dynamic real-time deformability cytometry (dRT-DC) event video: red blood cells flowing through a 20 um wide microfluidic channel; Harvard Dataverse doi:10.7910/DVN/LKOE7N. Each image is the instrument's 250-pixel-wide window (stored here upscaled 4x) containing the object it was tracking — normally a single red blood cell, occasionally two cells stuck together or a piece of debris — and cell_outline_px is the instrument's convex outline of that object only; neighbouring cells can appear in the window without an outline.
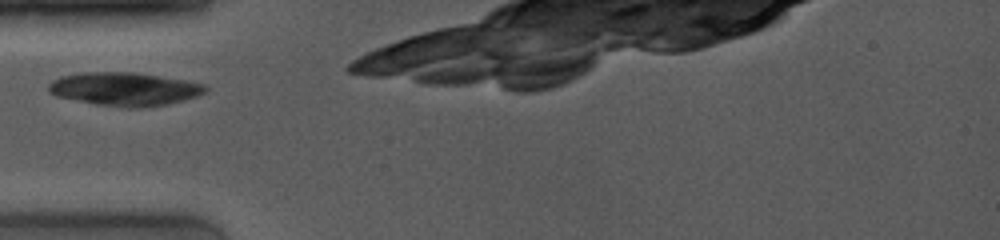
{"species": "common noctule bat (a hibernating species)", "species_latin": "Nyctalus noctula", "temperature_condition": "room temperature", "stored_images_in_passage": 3, "camera_frame_rate_fps": 4000, "um_per_image_px": 0.085, "animal": {"sex": "female", "body_mass_g": 19.0, "forearm_length_mm": 53.3}, "frame": {"image": 1, "passage_image": 1, "time_ms": 0.0, "image_size_px": [1000, 240], "cell_outline_px": [[208, 92], [184, 100], [168, 104], [140, 108], [124, 108], [96, 104], [56, 96], [48, 92], [48, 84], [52, 80], [60, 76], [84, 72], [136, 72], [184, 80], [204, 84], [208, 88]], "centroid_in_image_um": [10.58, 7.57], "position_along_channel_um": 74.4, "area_um2": 30.69}}
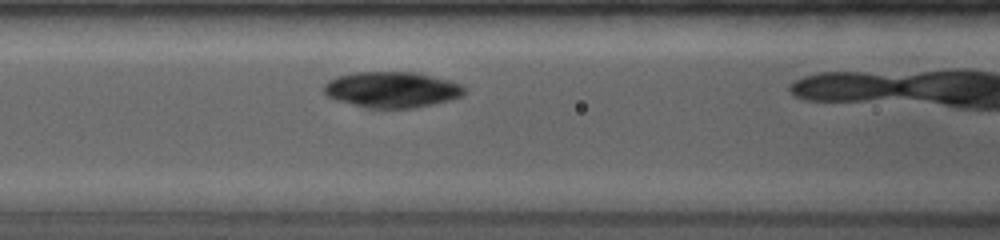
{"frame": {"image": 2, "passage_image": 3, "time_ms": 1.5, "image_size_px": [1000, 240], "cell_outline_px": [[464, 92], [460, 96], [452, 100], [416, 108], [364, 108], [336, 100], [324, 96], [324, 84], [328, 80], [336, 76], [356, 72], [416, 72], [448, 80], [460, 84], [464, 88]], "centroid_in_image_um": [33.26, 7.63], "position_along_channel_um": 133.3, "area_um2": 29.59}}